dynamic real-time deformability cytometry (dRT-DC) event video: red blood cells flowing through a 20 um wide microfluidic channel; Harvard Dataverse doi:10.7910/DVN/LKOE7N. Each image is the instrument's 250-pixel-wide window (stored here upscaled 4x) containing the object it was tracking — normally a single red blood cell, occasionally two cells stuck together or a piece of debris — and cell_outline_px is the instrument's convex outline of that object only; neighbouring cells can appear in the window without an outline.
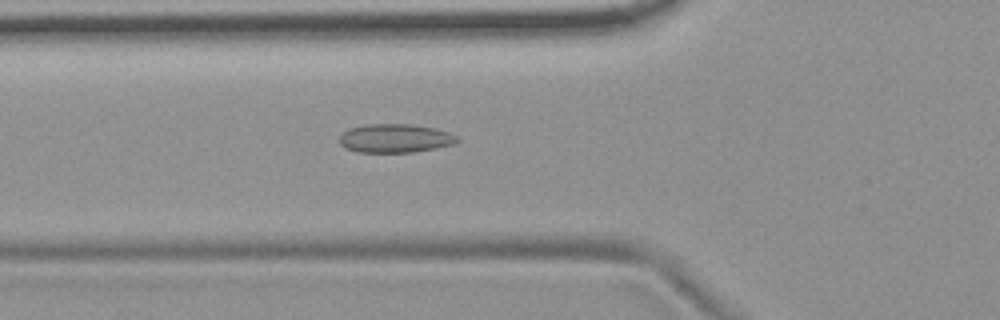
{"species": "common noctule bat (a hibernating species)", "species_latin": "Nyctalus noctula", "temperature_condition": "room temperature", "stored_images_in_passage": 54, "camera_frame_rate_fps": 3000, "um_per_image_px": 0.085, "animal": {"sex": "female", "body_mass_g": 19.9}, "frame": {"image": 1, "passage_image": 19, "time_ms": 6.0, "image_size_px": [1000, 320], "cell_outline_px": [[460, 140], [452, 144], [436, 148], [412, 152], [356, 152], [344, 148], [340, 144], [340, 136], [348, 128], [368, 124], [412, 124], [436, 128], [448, 132], [456, 136]], "centroid_in_image_um": [33.57, 11.75], "position_along_channel_um": 92.2, "area_um2": 19.71}}
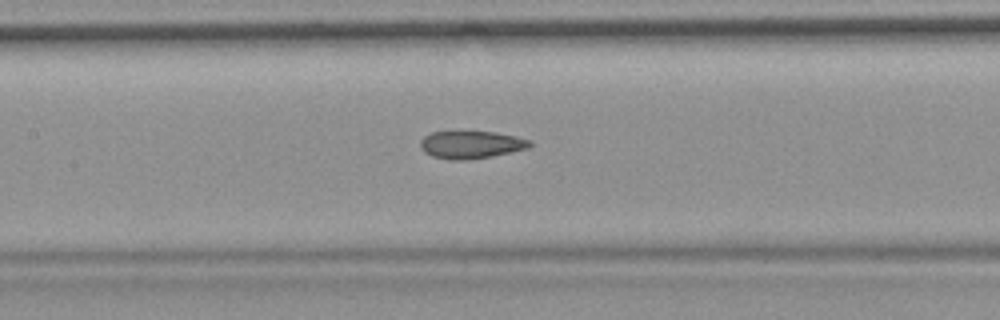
{"frame": {"image": 2, "passage_image": 25, "time_ms": 8.0, "image_size_px": [1000, 320], "cell_outline_px": [[532, 144], [528, 148], [512, 152], [492, 156], [468, 160], [448, 160], [432, 156], [424, 152], [420, 148], [420, 140], [424, 136], [432, 132], [496, 132], [516, 136], [532, 140]], "centroid_in_image_um": [40.04, 12.31], "position_along_channel_um": 167.4, "area_um2": 17.74}}
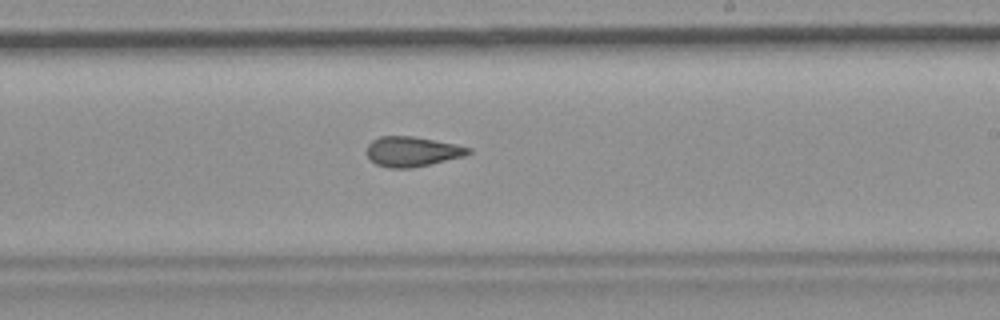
{"frame": {"image": 3, "passage_image": 32, "time_ms": 10.333, "image_size_px": [1000, 320], "cell_outline_px": [[472, 152], [464, 156], [432, 164], [412, 168], [388, 168], [376, 164], [368, 156], [368, 144], [372, 140], [380, 136], [412, 136], [456, 144], [472, 148]], "centroid_in_image_um": [35.07, 12.88], "position_along_channel_um": 253.9, "area_um2": 17.74}, "authors_computed_cell_mechanics": {"area_um2": 18.7272, "velocity_mm_per_s": 3.7291, "shape_relaxation_time_tau1_ms": null, "shape_relaxation_time_tau2_ms": 2.6292, "deformation_change_tau1": null, "deformation_change_tau2": 0.0938}}